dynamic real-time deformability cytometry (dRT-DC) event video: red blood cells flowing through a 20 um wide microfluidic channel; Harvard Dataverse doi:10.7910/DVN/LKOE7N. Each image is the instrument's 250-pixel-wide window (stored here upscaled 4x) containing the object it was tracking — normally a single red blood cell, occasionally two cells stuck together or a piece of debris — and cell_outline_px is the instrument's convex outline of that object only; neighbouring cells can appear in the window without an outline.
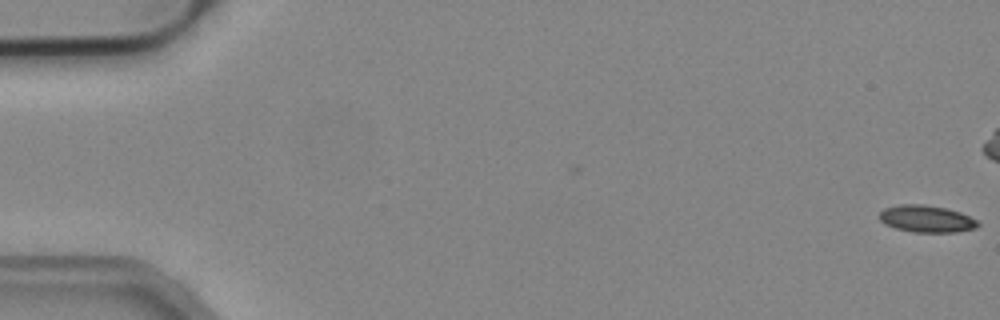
{"species": "common noctule bat (a hibernating species)", "species_latin": "Nyctalus noctula", "temperature_condition": "cold", "stored_images_in_passage": 54, "camera_frame_rate_fps": 3000, "um_per_image_px": 0.085, "animal": {"sex": "male", "body_mass_g": 19.2, "forearm_length_mm": 51.8}, "frame": {"image": 1, "passage_image": 1, "time_ms": 0.0, "image_size_px": [1000, 320], "cell_outline_px": [[980, 224], [976, 228], [956, 232], [912, 232], [896, 228], [884, 224], [880, 220], [880, 212], [884, 208], [900, 204], [924, 204], [948, 208], [960, 212], [976, 220]], "centroid_in_image_um": [78.75, 18.59], "position_along_channel_um": 6.3, "area_um2": 15.55}}
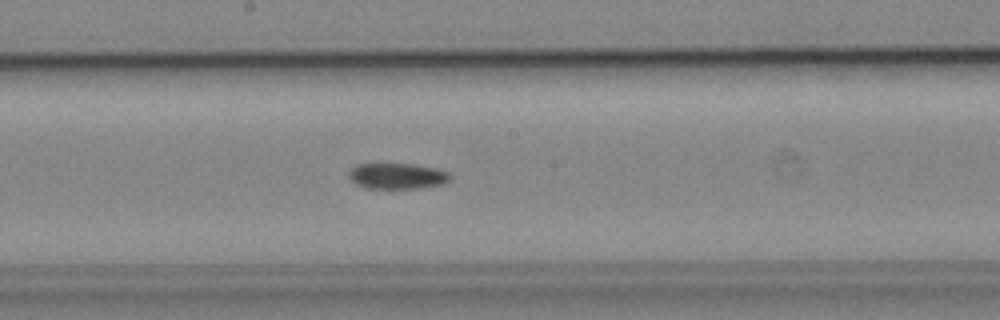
{"frame": {"image": 2, "passage_image": 29, "time_ms": 9.333, "image_size_px": [1000, 320], "cell_outline_px": [[452, 180], [444, 184], [420, 188], [364, 188], [356, 184], [348, 176], [348, 172], [356, 164], [412, 164], [436, 168], [448, 172], [452, 176]], "centroid_in_image_um": [33.8, 14.97], "position_along_channel_um": 214.4, "area_um2": 15.37}}
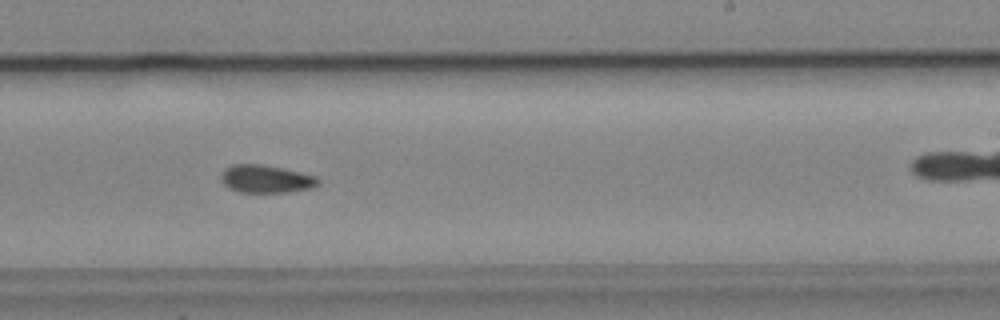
{"frame": {"image": 3, "passage_image": 33, "time_ms": 10.667, "image_size_px": [1000, 320], "cell_outline_px": [[320, 184], [312, 188], [284, 192], [240, 192], [228, 188], [220, 180], [220, 172], [224, 168], [232, 164], [260, 164], [300, 172], [316, 176], [320, 180]], "centroid_in_image_um": [22.57, 15.21], "position_along_channel_um": 266.4, "area_um2": 15.84}}